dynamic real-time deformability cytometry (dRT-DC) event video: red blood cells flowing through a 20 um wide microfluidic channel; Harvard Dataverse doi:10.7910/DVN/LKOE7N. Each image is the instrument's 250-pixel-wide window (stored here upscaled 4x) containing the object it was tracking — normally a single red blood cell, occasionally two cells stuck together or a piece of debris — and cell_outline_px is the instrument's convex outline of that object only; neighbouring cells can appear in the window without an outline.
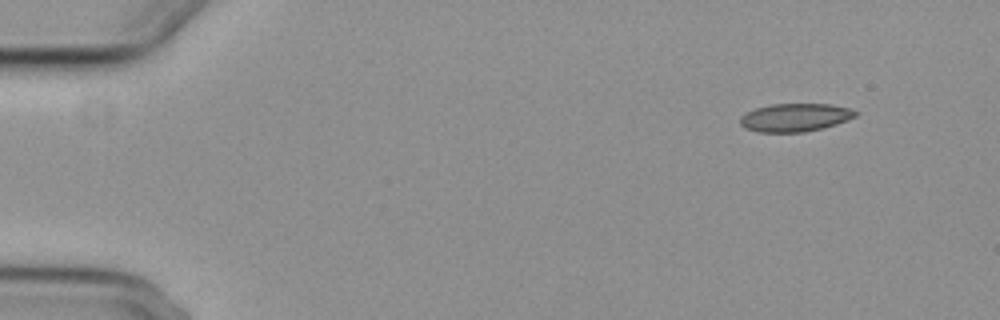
{"species": "common noctule bat (a hibernating species)", "species_latin": "Nyctalus noctula", "temperature_condition": "cold", "stored_images_in_passage": 4, "camera_frame_rate_fps": 3000, "um_per_image_px": 0.085, "animal": {"sex": "female", "body_mass_g": 29.2, "forearm_length_mm": 56.3}, "frame": {"image": 1, "passage_image": 1, "time_ms": 0.0, "image_size_px": [1000, 320], "cell_outline_px": [[860, 112], [856, 116], [848, 120], [836, 124], [804, 132], [756, 132], [744, 128], [740, 124], [740, 116], [756, 108], [772, 104], [828, 104], [848, 108]], "centroid_in_image_um": [67.57, 9.99], "position_along_channel_um": 17.4, "area_um2": 18.84}}
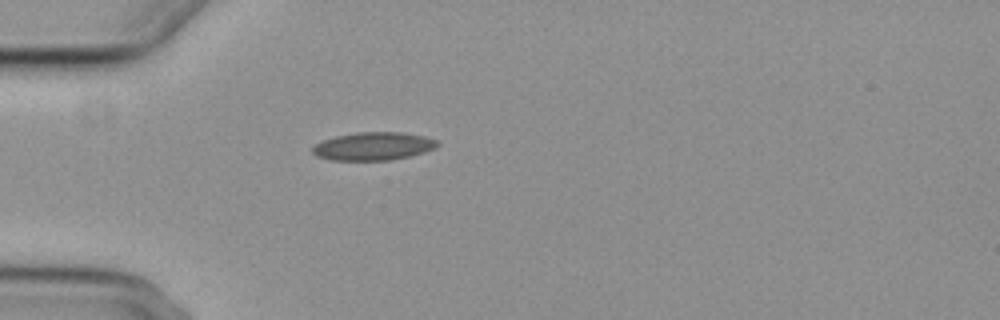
{"frame": {"image": 2, "passage_image": 4, "time_ms": 3.667, "image_size_px": [1000, 320], "cell_outline_px": [[440, 144], [436, 148], [424, 152], [408, 156], [388, 160], [332, 160], [316, 156], [312, 152], [312, 148], [316, 144], [324, 140], [336, 136], [356, 132], [400, 132], [424, 136], [436, 140]], "centroid_in_image_um": [31.74, 12.42], "position_along_channel_um": 53.3, "area_um2": 20.29}}